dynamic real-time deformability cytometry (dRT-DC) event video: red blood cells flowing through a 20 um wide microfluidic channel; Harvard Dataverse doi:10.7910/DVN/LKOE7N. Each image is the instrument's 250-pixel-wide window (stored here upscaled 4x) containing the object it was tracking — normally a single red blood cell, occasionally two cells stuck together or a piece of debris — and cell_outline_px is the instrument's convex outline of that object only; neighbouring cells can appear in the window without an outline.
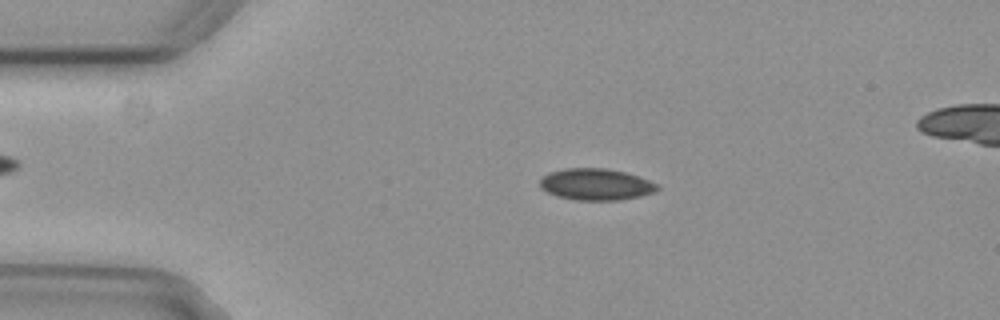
{"species": "common noctule bat (a hibernating species)", "species_latin": "Nyctalus noctula", "temperature_condition": "cold", "stored_images_in_passage": 4, "camera_frame_rate_fps": 3000, "um_per_image_px": 0.085, "animal": {"sex": "female", "body_mass_g": 29.2, "forearm_length_mm": 56.3}, "frame": {"image": 1, "passage_image": 2, "time_ms": 0.333, "image_size_px": [1000, 320], "cell_outline_px": [[660, 188], [656, 192], [640, 196], [620, 200], [576, 200], [556, 196], [540, 188], [540, 180], [548, 172], [564, 168], [604, 168], [624, 172], [648, 180], [656, 184]], "centroid_in_image_um": [50.63, 15.67], "position_along_channel_um": 34.4, "area_um2": 21.56}}